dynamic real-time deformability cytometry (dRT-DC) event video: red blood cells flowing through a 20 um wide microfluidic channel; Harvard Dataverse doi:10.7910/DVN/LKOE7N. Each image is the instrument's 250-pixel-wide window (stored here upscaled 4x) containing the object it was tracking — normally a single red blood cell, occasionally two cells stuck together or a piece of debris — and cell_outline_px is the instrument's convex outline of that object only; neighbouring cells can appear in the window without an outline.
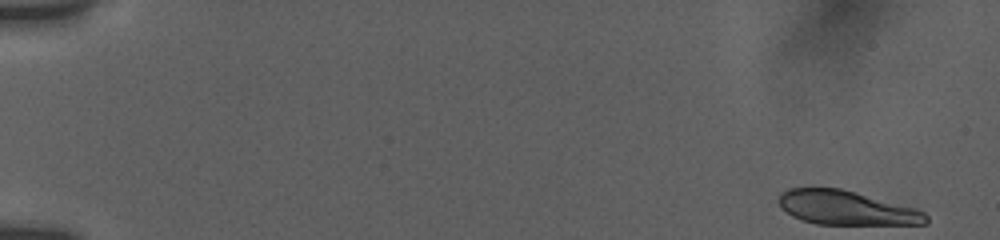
{"species": "human", "species_latin": "Homo sapiens", "temperature_condition": "room temperature", "stored_images_in_passage": 53, "camera_frame_rate_fps": 3000, "um_per_image_px": 0.085, "donor": {"sex": "female"}, "frame": {"image": 1, "passage_image": 1, "time_ms": 0.0, "image_size_px": [1000, 240], "cell_outline_px": [[928, 224], [816, 224], [792, 216], [780, 208], [776, 200], [780, 192], [788, 188], [840, 188], [856, 192], [916, 208], [924, 212], [928, 216]], "centroid_in_image_um": [71.9, 17.66], "position_along_channel_um": 13.1, "area_um2": 29.42}}
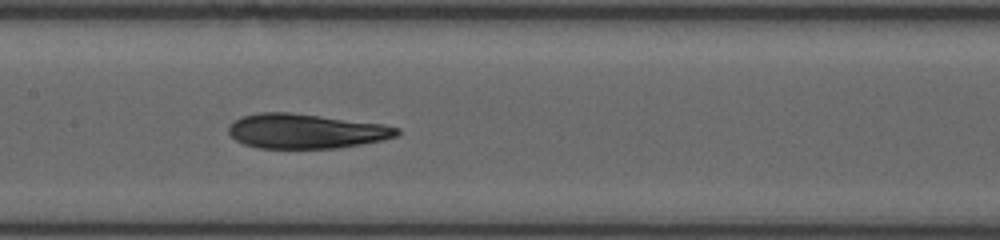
{"frame": {"image": 2, "passage_image": 27, "time_ms": 8.667, "image_size_px": [1000, 240], "cell_outline_px": [[400, 132], [396, 136], [384, 140], [336, 148], [256, 148], [244, 144], [236, 140], [228, 132], [228, 128], [236, 120], [244, 116], [260, 112], [288, 112], [384, 124], [400, 128]], "centroid_in_image_um": [26.02, 11.15], "position_along_channel_um": 181.4, "area_um2": 33.81}}
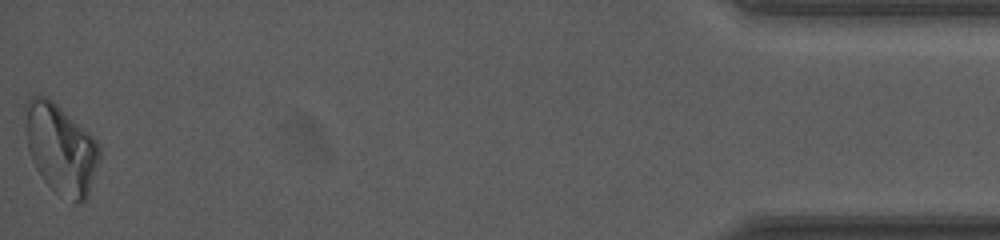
{"frame": {"image": 3, "passage_image": 53, "time_ms": 17.333, "image_size_px": [1000, 240], "cell_outline_px": [[100, 160], [88, 196], [80, 204], [72, 204], [52, 188], [44, 180], [36, 168], [28, 152], [24, 128], [24, 104], [28, 96], [48, 96], [88, 132], [96, 140], [100, 148]], "centroid_in_image_um": [5.14, 12.64], "position_along_channel_um": 430.1, "area_um2": 39.36}, "authors_computed_cell_mechanics": {"area_um2": 33.813, "velocity_mm_per_s": 3.8277, "shape_relaxation_time_tau1_ms": null, "shape_relaxation_time_tau2_ms": 1.8809, "deformation_change_tau1": null, "deformation_change_tau2": 0.0657}}